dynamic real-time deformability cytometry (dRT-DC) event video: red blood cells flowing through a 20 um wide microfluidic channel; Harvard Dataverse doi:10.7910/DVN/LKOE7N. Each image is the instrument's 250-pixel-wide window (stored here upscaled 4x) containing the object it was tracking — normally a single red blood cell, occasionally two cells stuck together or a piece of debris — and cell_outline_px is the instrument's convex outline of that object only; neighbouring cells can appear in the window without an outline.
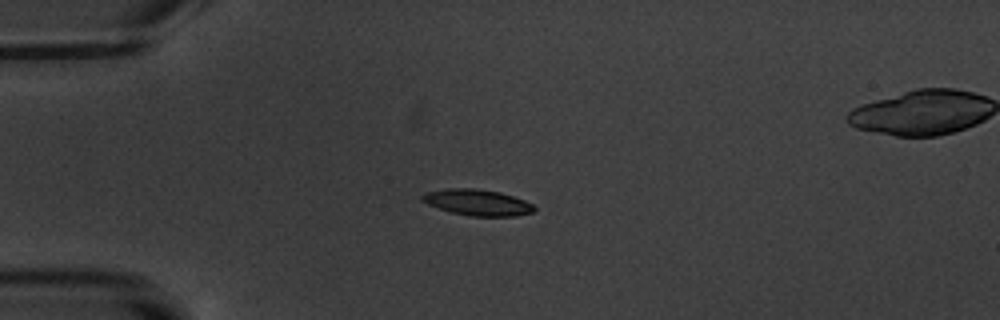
{"species": "common noctule bat (a hibernating species)", "species_latin": "Nyctalus noctula", "temperature_condition": "warm", "stored_images_in_passage": 2, "camera_frame_rate_fps": 3000, "um_per_image_px": 0.085, "animal": {"sex": "male", "body_mass_g": 20.1, "forearm_length_mm": 53.5}, "frame": {"image": 1, "passage_image": 1, "time_ms": 0.0, "image_size_px": [1000, 320], "cell_outline_px": [[536, 208], [532, 212], [516, 216], [468, 216], [452, 212], [428, 204], [420, 200], [420, 196], [424, 192], [448, 188], [476, 188], [500, 192], [524, 200], [532, 204]], "centroid_in_image_um": [40.55, 17.2], "position_along_channel_um": 44.4, "area_um2": 17.05}}